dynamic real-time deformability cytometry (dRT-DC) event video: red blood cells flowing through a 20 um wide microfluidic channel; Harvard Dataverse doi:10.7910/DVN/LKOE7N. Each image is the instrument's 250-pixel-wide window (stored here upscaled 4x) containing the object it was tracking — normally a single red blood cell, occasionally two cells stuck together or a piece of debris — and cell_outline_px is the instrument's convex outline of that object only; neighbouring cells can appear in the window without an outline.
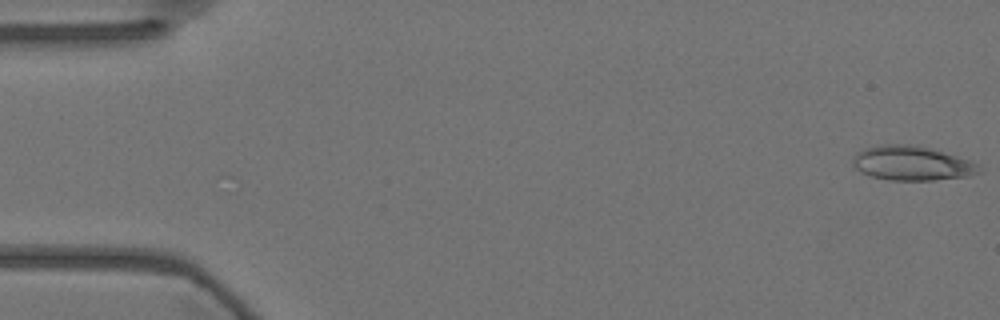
{"species": "Egyptian fruit bat (a non-hibernating species)", "species_latin": "Rousettus aegyptiacus", "temperature_condition": "warm", "stored_images_in_passage": 56, "camera_frame_rate_fps": 3000, "um_per_image_px": 0.085, "animal": {"sex": "female"}, "frame": {"image": 1, "passage_image": 1, "time_ms": 0.0, "image_size_px": [1000, 320], "cell_outline_px": [[984, 172], [968, 176], [932, 180], [888, 180], [872, 176], [860, 172], [852, 164], [852, 156], [856, 152], [868, 148], [884, 144], [896, 144], [924, 148], [972, 160], [980, 164]], "centroid_in_image_um": [77.53, 13.9], "position_along_channel_um": 7.5, "area_um2": 25.03}}
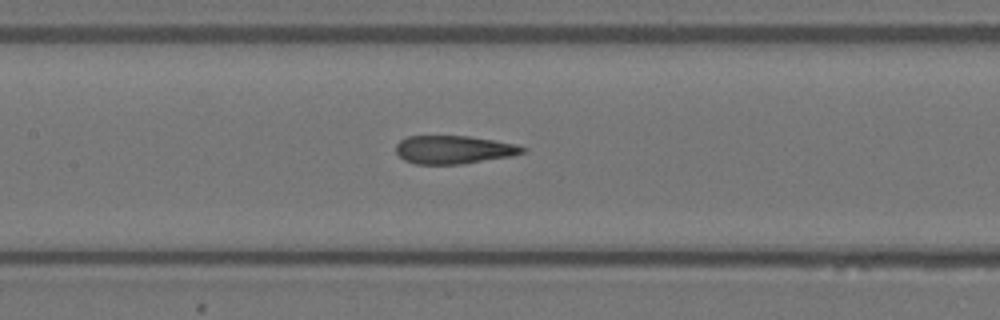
{"frame": {"image": 2, "passage_image": 26, "time_ms": 8.333, "image_size_px": [1000, 320], "cell_outline_px": [[528, 148], [524, 152], [512, 156], [460, 164], [416, 164], [404, 160], [396, 152], [396, 144], [400, 140], [408, 136], [468, 136], [516, 144]], "centroid_in_image_um": [38.56, 12.72], "position_along_channel_um": 168.8, "area_um2": 20.75}}
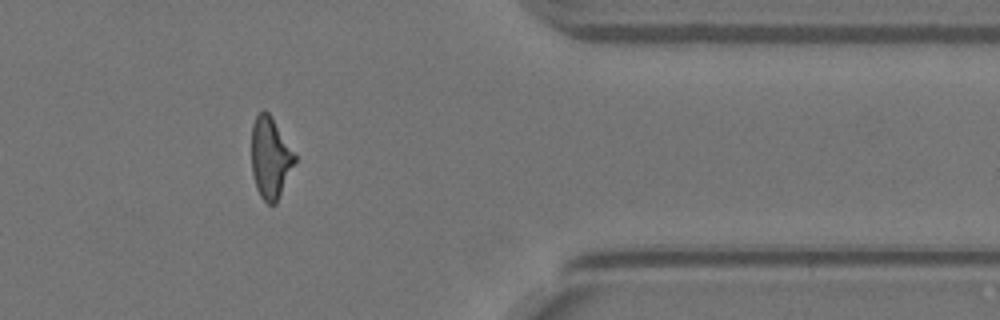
{"frame": {"image": 3, "passage_image": 46, "time_ms": 15.0, "image_size_px": [1000, 320], "cell_outline_px": [[296, 160], [276, 204], [268, 204], [260, 196], [256, 188], [252, 172], [252, 124], [256, 116], [264, 108], [272, 116], [296, 156]], "centroid_in_image_um": [22.97, 13.4], "position_along_channel_um": 388.4, "area_um2": 20.4}, "authors_computed_cell_mechanics": {"area_um2": 21.7617, "velocity_mm_per_s": 3.6098, "shape_relaxation_time_tau1_ms": null, "shape_relaxation_time_tau2_ms": 1.9901, "deformation_change_tau1": null, "deformation_change_tau2": 0.1166}}